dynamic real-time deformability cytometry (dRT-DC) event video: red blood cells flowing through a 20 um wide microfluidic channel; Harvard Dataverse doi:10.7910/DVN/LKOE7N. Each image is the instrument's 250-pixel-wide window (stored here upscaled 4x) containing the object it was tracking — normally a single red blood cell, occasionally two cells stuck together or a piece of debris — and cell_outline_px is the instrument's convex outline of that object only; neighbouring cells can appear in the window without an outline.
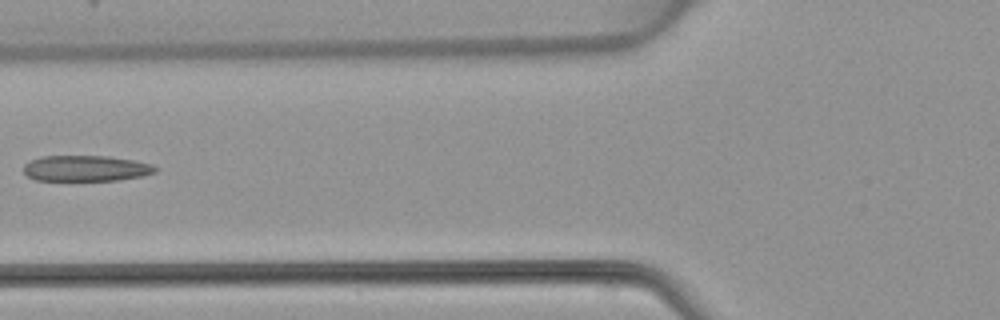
{"species": "common noctule bat (a hibernating species)", "species_latin": "Nyctalus noctula", "temperature_condition": "warm", "stored_images_in_passage": 5, "camera_frame_rate_fps": 3000, "um_per_image_px": 0.085, "animal": {"sex": "female", "body_mass_g": 22.7, "forearm_length_mm": 54.2}, "frame": {"image": 1, "passage_image": 5, "time_ms": 5.0, "image_size_px": [1000, 320], "cell_outline_px": [[160, 168], [156, 172], [144, 176], [120, 180], [36, 180], [28, 176], [24, 172], [24, 164], [40, 156], [108, 156], [132, 160], [152, 164]], "centroid_in_image_um": [7.35, 14.31], "position_along_channel_um": 118.4, "area_um2": 19.88}}